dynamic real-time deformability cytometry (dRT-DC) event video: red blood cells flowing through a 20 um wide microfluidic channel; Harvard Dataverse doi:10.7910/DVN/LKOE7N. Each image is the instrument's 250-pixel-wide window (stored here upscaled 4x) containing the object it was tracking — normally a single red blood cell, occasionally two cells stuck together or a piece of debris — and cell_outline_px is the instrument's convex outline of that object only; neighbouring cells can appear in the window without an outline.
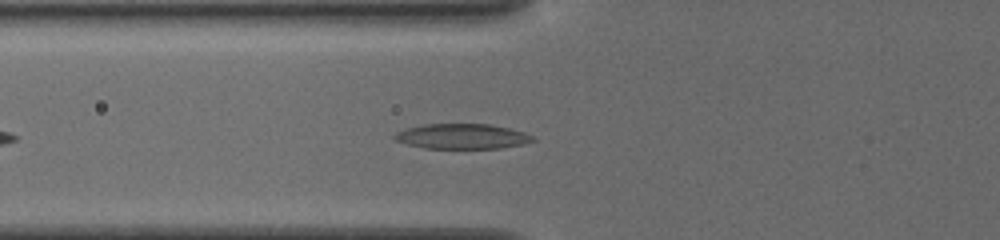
{"species": "common noctule bat (a hibernating species)", "species_latin": "Nyctalus noctula", "temperature_condition": "cold", "stored_images_in_passage": 34, "camera_frame_rate_fps": 3000, "um_per_image_px": 0.085, "animal": {"sex": "female", "body_mass_g": 19.5, "forearm_length_mm": 54.1}, "frame": {"image": 1, "passage_image": 4, "time_ms": 1.0, "image_size_px": [1000, 240], "cell_outline_px": [[536, 140], [524, 144], [500, 148], [424, 148], [408, 144], [396, 140], [392, 136], [396, 132], [408, 128], [424, 124], [488, 124], [508, 128], [524, 132], [532, 136]], "centroid_in_image_um": [39.29, 11.59], "position_along_channel_um": 86.5, "area_um2": 20.06}}
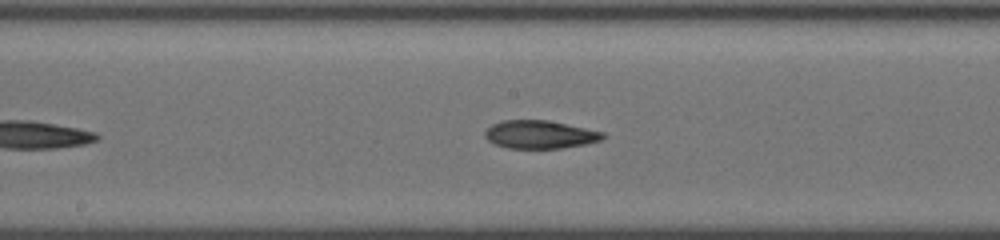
{"frame": {"image": 2, "passage_image": 13, "time_ms": 4.0, "image_size_px": [1000, 240], "cell_outline_px": [[604, 136], [600, 140], [584, 144], [560, 148], [508, 148], [492, 144], [484, 136], [484, 132], [492, 124], [504, 120], [548, 120], [604, 132]], "centroid_in_image_um": [45.84, 11.43], "position_along_channel_um": 202.4, "area_um2": 19.19}}
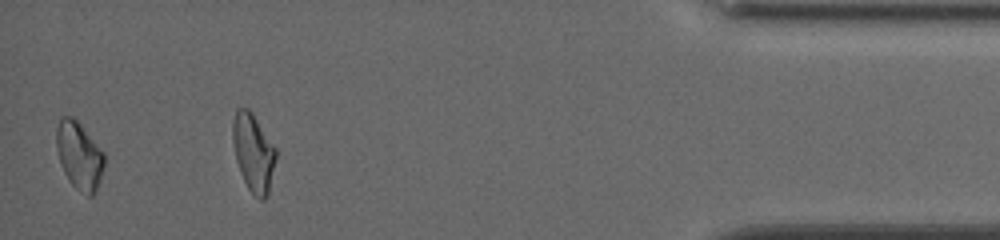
{"frame": {"image": 3, "passage_image": 33, "time_ms": 10.667, "image_size_px": [1000, 240], "cell_outline_px": [[104, 164], [100, 180], [96, 192], [92, 196], [88, 196], [80, 192], [72, 184], [64, 172], [60, 164], [56, 144], [56, 128], [60, 120], [64, 116], [72, 116], [80, 124], [104, 152]], "centroid_in_image_um": [6.74, 13.24], "position_along_channel_um": 428.5, "area_um2": 18.73}, "authors_computed_cell_mechanics": {"area_um2": 18.8428, "velocity_mm_per_s": 3.8488, "shape_relaxation_time_tau1_ms": 8.1718, "shape_relaxation_time_tau2_ms": 2.3258, "deformation_change_tau1": 0.2241, "deformation_change_tau2": 0.0943}}